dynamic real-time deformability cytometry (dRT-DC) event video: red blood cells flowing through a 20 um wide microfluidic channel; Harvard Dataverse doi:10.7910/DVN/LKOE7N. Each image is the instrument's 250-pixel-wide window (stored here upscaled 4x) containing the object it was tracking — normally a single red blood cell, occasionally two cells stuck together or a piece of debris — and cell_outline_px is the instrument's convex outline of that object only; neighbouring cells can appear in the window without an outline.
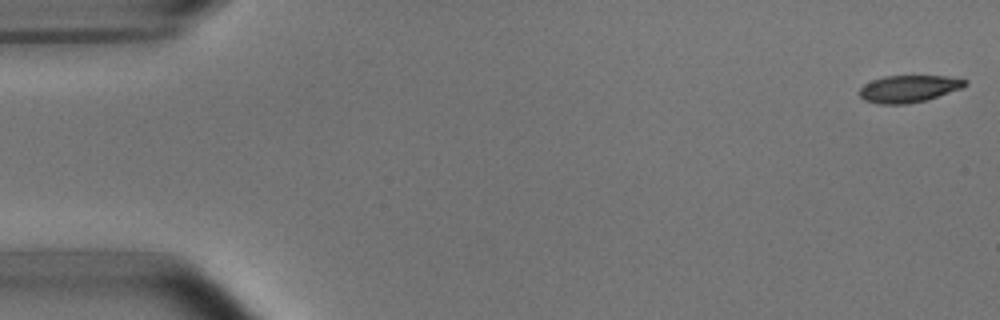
{"species": "common noctule bat (a hibernating species)", "species_latin": "Nyctalus noctula", "temperature_condition": "room temperature", "stored_images_in_passage": 6, "segment_of_instrument_passage": [1, 2], "camera_frame_rate_fps": 3000, "um_per_image_px": 0.085, "animal": {"sex": "male", "body_mass_g": 15.6}, "frame": {"image": 1, "passage_image": 1, "time_ms": 0.0, "image_size_px": [1000, 320], "cell_outline_px": [[968, 84], [960, 88], [924, 100], [908, 104], [880, 104], [864, 100], [860, 96], [860, 88], [864, 84], [872, 80], [884, 76], [944, 76], [968, 80]], "centroid_in_image_um": [77.2, 7.54], "position_along_channel_um": 7.8, "area_um2": 16.42}}
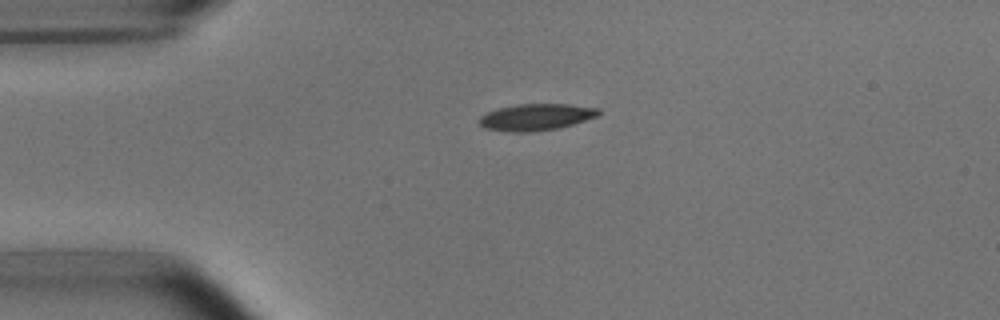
{"frame": {"image": 2, "passage_image": 4, "time_ms": 1.0, "image_size_px": [1000, 320], "cell_outline_px": [[600, 112], [596, 116], [572, 124], [556, 128], [532, 132], [508, 132], [484, 128], [480, 124], [480, 116], [488, 112], [500, 108], [516, 104], [568, 104], [600, 108]], "centroid_in_image_um": [45.55, 9.95], "position_along_channel_um": 39.5, "area_um2": 18.32}}